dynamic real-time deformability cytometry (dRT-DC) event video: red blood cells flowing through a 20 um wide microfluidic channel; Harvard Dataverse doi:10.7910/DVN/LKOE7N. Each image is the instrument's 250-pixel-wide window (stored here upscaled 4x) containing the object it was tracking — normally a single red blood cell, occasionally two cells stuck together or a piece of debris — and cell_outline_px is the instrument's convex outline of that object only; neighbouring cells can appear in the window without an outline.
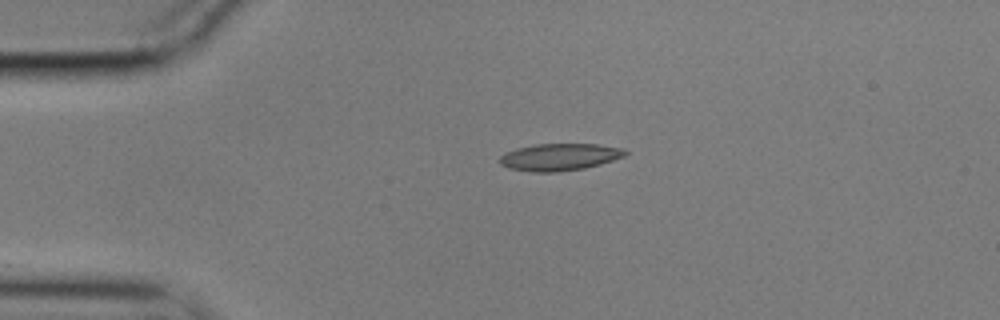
{"species": "common noctule bat (a hibernating species)", "species_latin": "Nyctalus noctula", "temperature_condition": "cold", "stored_images_in_passage": 45, "camera_frame_rate_fps": 3000, "um_per_image_px": 0.085, "animal": {"sex": "male", "body_mass_g": 17.9}, "frame": {"image": 1, "passage_image": 1, "time_ms": 0.0, "image_size_px": [1000, 320], "cell_outline_px": [[628, 152], [624, 156], [600, 164], [584, 168], [556, 172], [532, 172], [508, 168], [500, 164], [500, 156], [504, 152], [516, 148], [536, 144], [596, 144], [624, 148]], "centroid_in_image_um": [47.53, 13.34], "position_along_channel_um": 37.5, "area_um2": 19.83}}
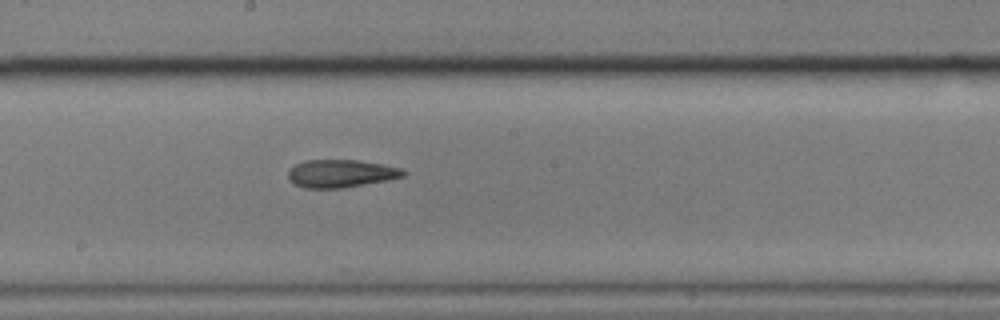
{"frame": {"image": 2, "passage_image": 19, "time_ms": 6.0, "image_size_px": [1000, 320], "cell_outline_px": [[408, 172], [404, 176], [388, 180], [344, 188], [304, 188], [292, 184], [288, 180], [288, 172], [296, 164], [304, 160], [356, 160], [380, 164], [400, 168]], "centroid_in_image_um": [28.95, 14.76], "position_along_channel_um": 219.3, "area_um2": 18.73}}
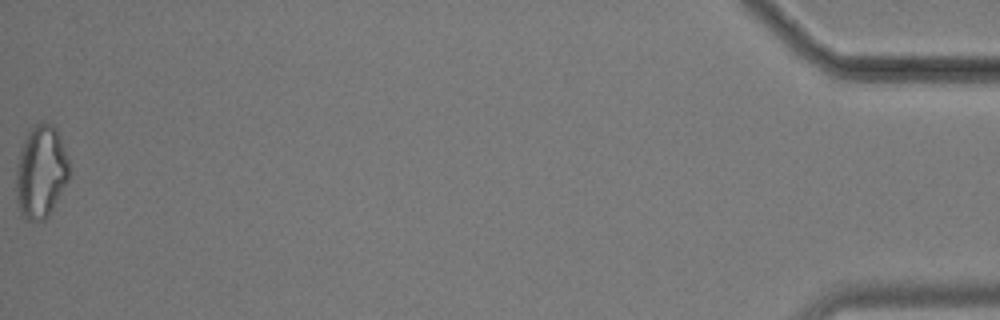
{"frame": {"image": 3, "passage_image": 45, "time_ms": 14.667, "image_size_px": [1000, 320], "cell_outline_px": [[68, 180], [48, 216], [44, 220], [28, 220], [20, 216], [16, 200], [16, 164], [20, 148], [28, 132], [36, 124], [48, 124], [56, 128], [60, 136], [68, 160]], "centroid_in_image_um": [3.44, 14.64], "position_along_channel_um": 431.8, "area_um2": 28.55}, "authors_computed_cell_mechanics": {"area_um2": 19.7676, "velocity_mm_per_s": 3.5584, "shape_relaxation_time_tau1_ms": null, "shape_relaxation_time_tau2_ms": 6.0015, "deformation_change_tau1": null, "deformation_change_tau2": 0.1556}}